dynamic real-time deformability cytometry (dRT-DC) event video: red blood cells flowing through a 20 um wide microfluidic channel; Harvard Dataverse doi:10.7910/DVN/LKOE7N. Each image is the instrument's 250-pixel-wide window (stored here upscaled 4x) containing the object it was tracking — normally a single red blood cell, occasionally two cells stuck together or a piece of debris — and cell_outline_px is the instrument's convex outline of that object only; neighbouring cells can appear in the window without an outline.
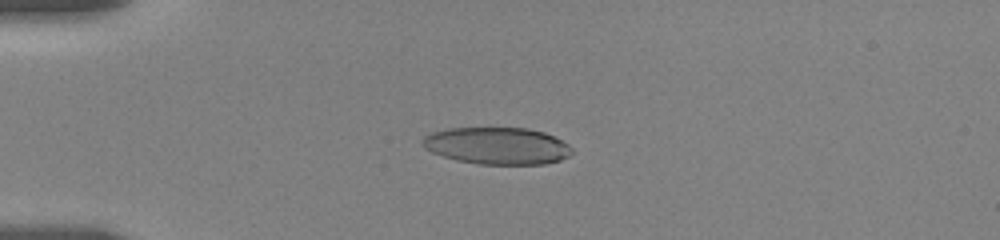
{"species": "human", "species_latin": "Homo sapiens", "temperature_condition": "room temperature", "stored_images_in_passage": 38, "camera_frame_rate_fps": 3000, "um_per_image_px": 0.085, "donor": {"sex": "female"}, "frame": {"image": 1, "passage_image": 11, "time_ms": 4.667, "image_size_px": [1000, 240], "cell_outline_px": [[572, 152], [568, 156], [560, 160], [544, 164], [480, 164], [456, 160], [432, 152], [424, 148], [420, 144], [420, 140], [424, 136], [432, 132], [448, 128], [528, 128], [544, 132], [568, 144], [572, 148]], "centroid_in_image_um": [42.22, 12.39], "position_along_channel_um": 42.8, "area_um2": 32.25}}
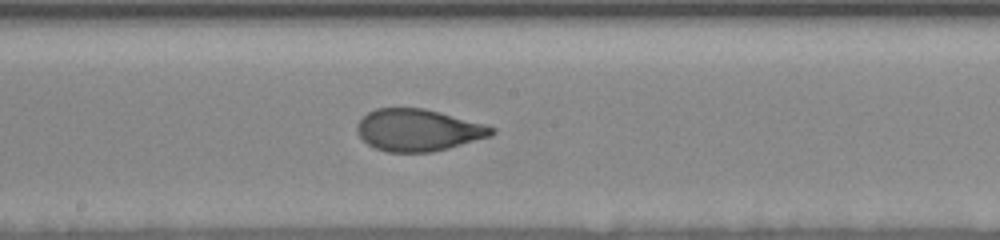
{"frame": {"image": 2, "passage_image": 21, "time_ms": 10.333, "image_size_px": [1000, 240], "cell_outline_px": [[496, 132], [492, 136], [448, 148], [432, 152], [388, 152], [376, 148], [368, 144], [360, 136], [356, 128], [356, 124], [368, 112], [376, 108], [424, 108], [488, 124], [496, 128]], "centroid_in_image_um": [35.59, 11.05], "position_along_channel_um": 212.6, "area_um2": 33.06}}
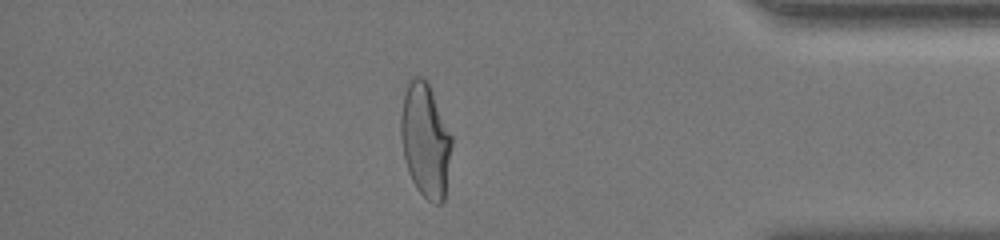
{"frame": {"image": 3, "passage_image": 35, "time_ms": 16.333, "image_size_px": [1000, 240], "cell_outline_px": [[452, 144], [444, 200], [440, 204], [436, 204], [428, 200], [416, 188], [408, 172], [404, 156], [400, 136], [400, 116], [404, 96], [408, 80], [412, 76], [420, 76], [428, 80], [452, 136]], "centroid_in_image_um": [36.15, 11.88], "position_along_channel_um": 399.1, "area_um2": 34.04}, "authors_computed_cell_mechanics": {"area_um2": 33.813, "velocity_mm_per_s": 3.5412, "shape_relaxation_time_tau1_ms": 5.3906, "shape_relaxation_time_tau2_ms": null, "deformation_change_tau1": 0.1935, "deformation_change_tau2": null}}